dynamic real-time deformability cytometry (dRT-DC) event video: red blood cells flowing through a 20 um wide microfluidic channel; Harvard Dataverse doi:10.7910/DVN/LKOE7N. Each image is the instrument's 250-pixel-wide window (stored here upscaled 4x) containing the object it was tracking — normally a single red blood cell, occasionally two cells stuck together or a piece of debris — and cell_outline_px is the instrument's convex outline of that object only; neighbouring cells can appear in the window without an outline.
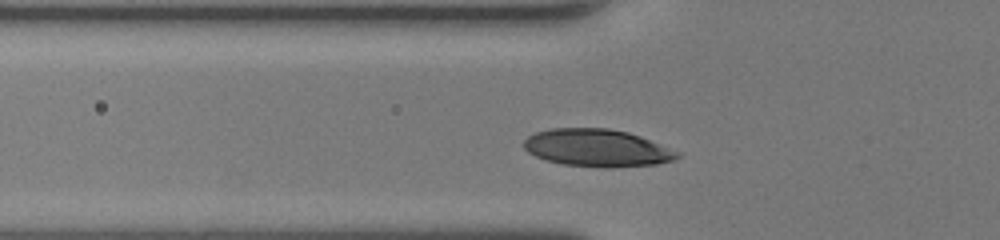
{"species": "human", "species_latin": "Homo sapiens", "temperature_condition": "room temperature", "stored_images_in_passage": 29, "camera_frame_rate_fps": 3000, "um_per_image_px": 0.085, "donor": {"sex": "female"}, "frame": {"image": 1, "passage_image": 6, "time_ms": 1.667, "image_size_px": [1000, 240], "cell_outline_px": [[684, 152], [680, 156], [672, 160], [656, 164], [612, 168], [604, 168], [564, 164], [544, 160], [528, 152], [524, 148], [524, 140], [528, 136], [536, 132], [552, 128], [608, 128], [628, 132], [640, 136]], "centroid_in_image_um": [50.8, 12.58], "position_along_channel_um": 75.0, "area_um2": 33.81}}
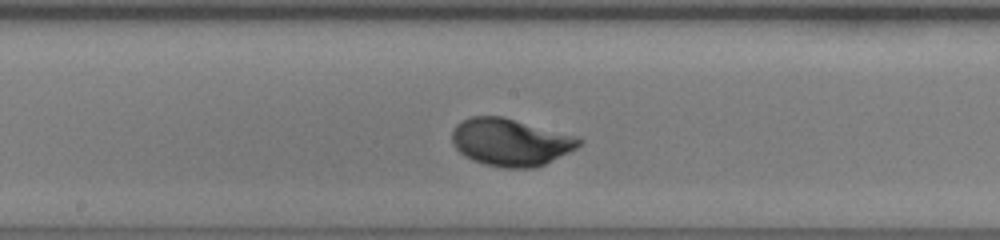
{"frame": {"image": 2, "passage_image": 15, "time_ms": 4.667, "image_size_px": [1000, 240], "cell_outline_px": [[584, 140], [576, 148], [544, 164], [532, 168], [504, 168], [484, 164], [472, 160], [464, 156], [452, 144], [452, 132], [456, 124], [460, 120], [472, 116], [504, 116], [580, 136]], "centroid_in_image_um": [43.4, 12.06], "position_along_channel_um": 204.8, "area_um2": 35.49}}
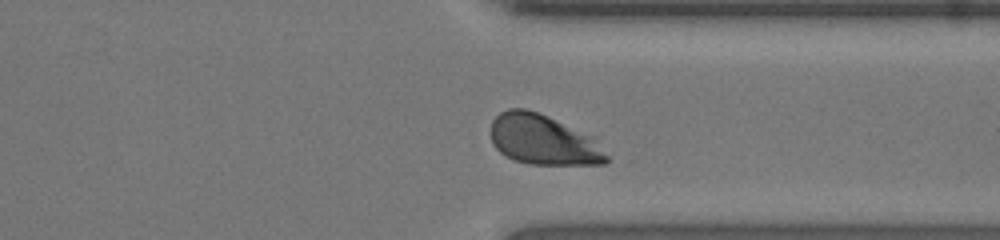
{"frame": {"image": 3, "passage_image": 26, "time_ms": 8.333, "image_size_px": [1000, 240], "cell_outline_px": [[608, 160], [604, 164], [528, 164], [516, 160], [500, 152], [492, 144], [492, 120], [500, 112], [508, 108], [528, 108], [592, 136], [608, 156]], "centroid_in_image_um": [46.16, 11.88], "position_along_channel_um": 365.2, "area_um2": 33.41}, "authors_computed_cell_mechanics": {"area_um2": 33.813, "velocity_mm_per_s": 4.349, "shape_relaxation_time_tau1_ms": 1.727, "shape_relaxation_time_tau2_ms": null, "deformation_change_tau1": 0.117, "deformation_change_tau2": null}}